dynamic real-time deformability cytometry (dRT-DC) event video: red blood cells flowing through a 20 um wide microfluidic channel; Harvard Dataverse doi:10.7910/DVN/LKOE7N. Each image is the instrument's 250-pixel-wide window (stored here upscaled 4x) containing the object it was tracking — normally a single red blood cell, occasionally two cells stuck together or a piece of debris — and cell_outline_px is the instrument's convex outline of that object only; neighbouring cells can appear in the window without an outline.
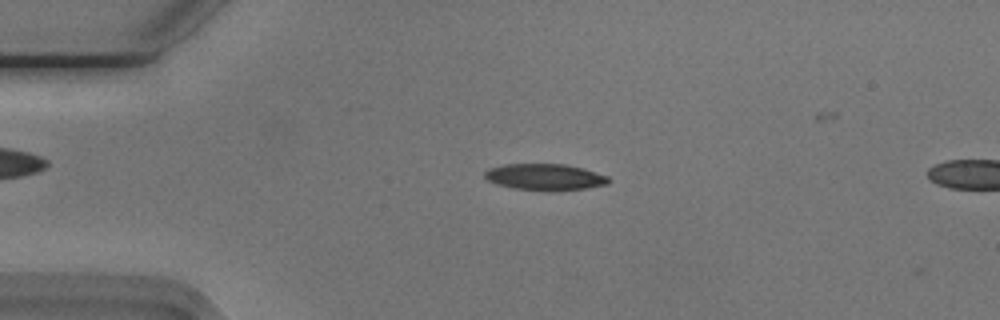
{"species": "Egyptian fruit bat (a non-hibernating species)", "species_latin": "Rousettus aegyptiacus", "temperature_condition": "cold", "stored_images_in_passage": 5, "camera_frame_rate_fps": 3000, "um_per_image_px": 0.085, "animal": {"sex": "male"}, "frame": {"image": 1, "passage_image": 3, "time_ms": 0.667, "image_size_px": [1000, 320], "cell_outline_px": [[612, 180], [608, 184], [588, 188], [548, 192], [516, 188], [496, 184], [488, 180], [484, 176], [484, 172], [488, 168], [504, 164], [564, 164], [584, 168], [608, 176]], "centroid_in_image_um": [46.35, 15.05], "position_along_channel_um": 38.6, "area_um2": 19.36}}